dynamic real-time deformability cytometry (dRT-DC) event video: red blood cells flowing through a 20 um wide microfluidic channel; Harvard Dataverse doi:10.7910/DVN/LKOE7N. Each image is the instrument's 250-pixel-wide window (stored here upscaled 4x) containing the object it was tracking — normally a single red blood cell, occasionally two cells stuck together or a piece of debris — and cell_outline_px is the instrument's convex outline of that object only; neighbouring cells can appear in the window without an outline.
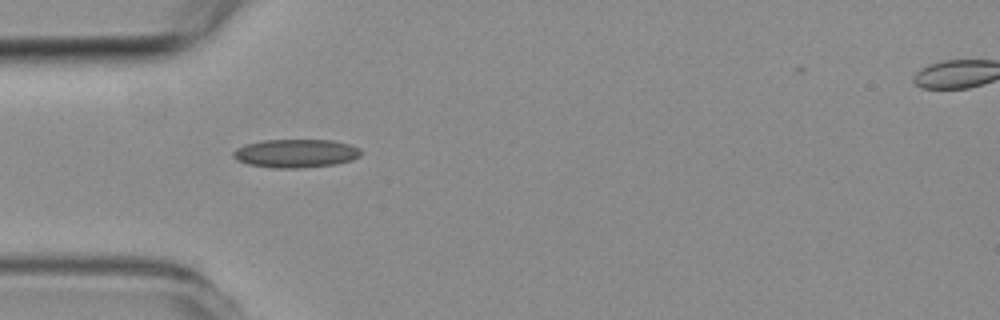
{"species": "common noctule bat (a hibernating species)", "species_latin": "Nyctalus noctula", "temperature_condition": "room temperature", "stored_images_in_passage": 3, "camera_frame_rate_fps": 3000, "um_per_image_px": 0.085, "animal": {"sex": "female", "body_mass_g": 19.3, "forearm_length_mm": 54.1}, "frame": {"image": 1, "passage_image": 1, "time_ms": 0.0, "image_size_px": [1000, 320], "cell_outline_px": [[360, 156], [352, 160], [336, 164], [296, 168], [272, 168], [248, 164], [236, 160], [232, 156], [232, 152], [236, 148], [244, 144], [264, 140], [332, 140], [348, 144], [360, 148]], "centroid_in_image_um": [25.1, 13.03], "position_along_channel_um": 59.9, "area_um2": 21.21}}
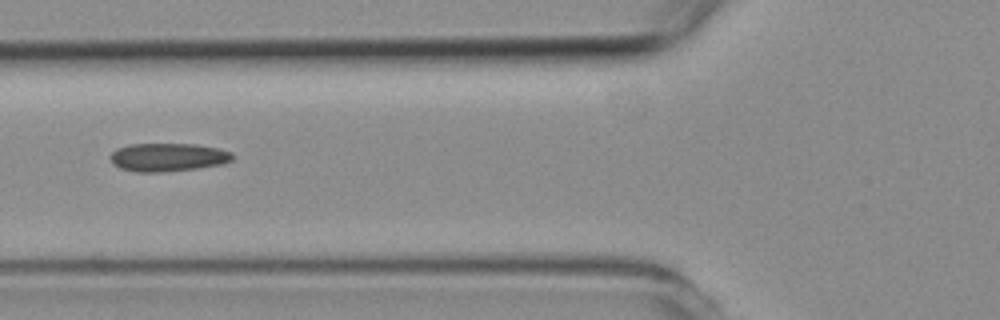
{"frame": {"image": 2, "passage_image": 2, "time_ms": 1.333, "image_size_px": [1000, 320], "cell_outline_px": [[232, 160], [224, 164], [200, 168], [164, 172], [136, 172], [120, 168], [112, 164], [112, 152], [116, 148], [132, 144], [196, 144], [216, 148], [232, 152]], "centroid_in_image_um": [14.29, 13.37], "position_along_channel_um": 111.5, "area_um2": 20.17}}
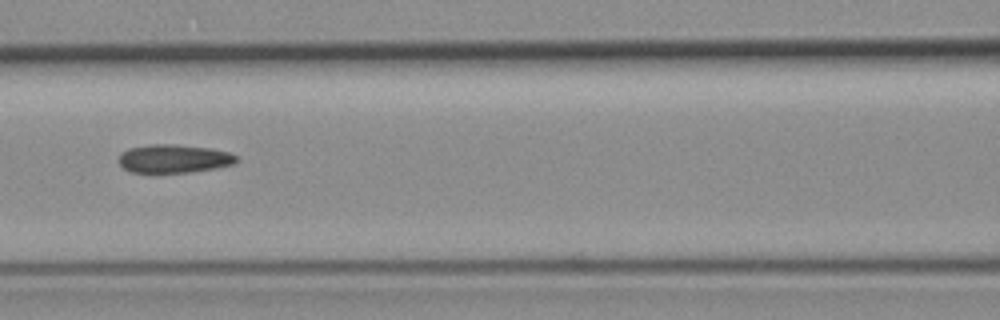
{"frame": {"image": 3, "passage_image": 3, "time_ms": 2.333, "image_size_px": [1000, 320], "cell_outline_px": [[240, 160], [236, 164], [216, 168], [188, 172], [152, 176], [128, 172], [120, 164], [120, 152], [128, 148], [152, 144], [168, 144], [212, 148], [228, 152], [236, 156]], "centroid_in_image_um": [14.74, 13.54], "position_along_channel_um": 151.9, "area_um2": 20.35}}